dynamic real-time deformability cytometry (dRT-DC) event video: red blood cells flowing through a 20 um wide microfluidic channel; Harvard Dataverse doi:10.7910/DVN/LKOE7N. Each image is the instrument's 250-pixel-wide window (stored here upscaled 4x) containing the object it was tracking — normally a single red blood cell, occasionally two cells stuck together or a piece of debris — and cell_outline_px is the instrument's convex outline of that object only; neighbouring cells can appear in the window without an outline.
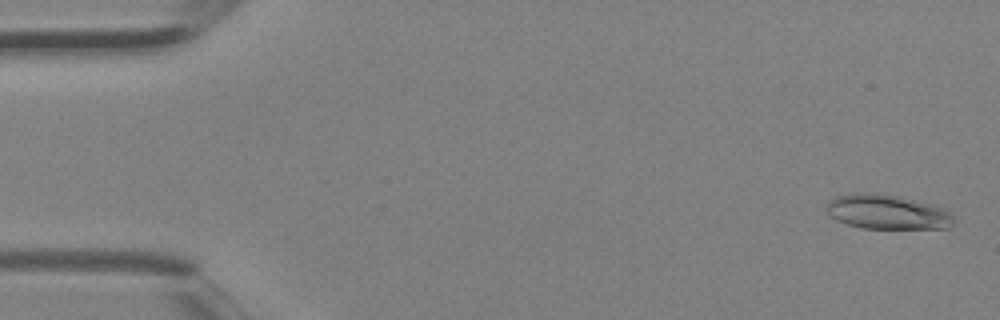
{"species": "Egyptian fruit bat (a non-hibernating species)", "species_latin": "Rousettus aegyptiacus", "temperature_condition": "room temperature", "stored_images_in_passage": 5, "camera_frame_rate_fps": 3000, "um_per_image_px": 0.085, "animal": {"sex": "female"}, "frame": {"image": 1, "passage_image": 1, "time_ms": 0.0, "image_size_px": [1000, 320], "cell_outline_px": [[952, 224], [948, 228], [860, 228], [836, 220], [828, 216], [824, 208], [828, 200], [836, 196], [856, 192], [876, 192], [900, 196], [944, 208], [952, 216]], "centroid_in_image_um": [75.31, 18.0], "position_along_channel_um": 9.7, "area_um2": 25.84}}
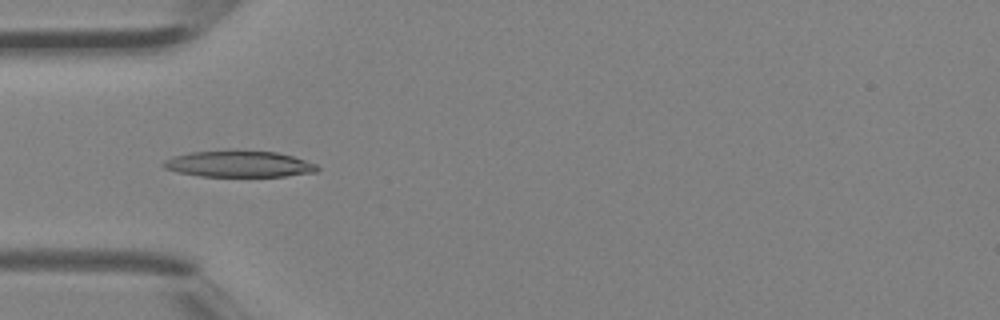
{"frame": {"image": 2, "passage_image": 4, "time_ms": 1.0, "image_size_px": [1000, 320], "cell_outline_px": [[320, 168], [316, 172], [284, 176], [200, 176], [176, 172], [164, 168], [160, 164], [164, 160], [172, 156], [192, 152], [228, 148], [236, 148], [276, 152], [292, 156], [316, 164]], "centroid_in_image_um": [20.25, 13.9], "position_along_channel_um": 64.7, "area_um2": 24.33}}
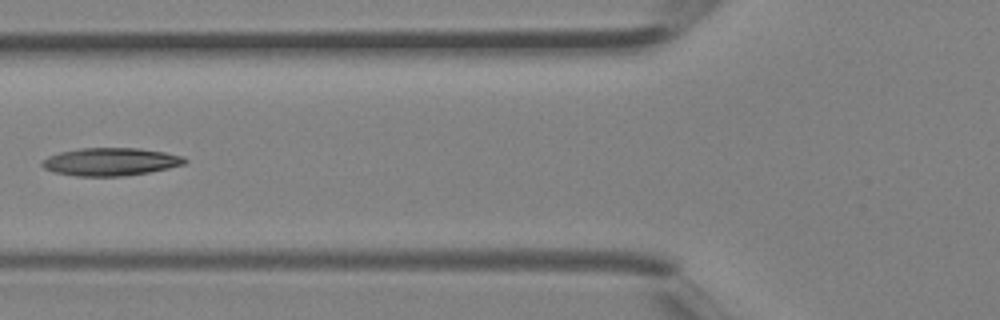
{"frame": {"image": 3, "passage_image": 5, "time_ms": 1.333, "image_size_px": [1000, 320], "cell_outline_px": [[188, 160], [184, 164], [168, 168], [148, 172], [124, 176], [76, 176], [52, 172], [44, 168], [40, 164], [48, 156], [60, 152], [80, 148], [136, 148], [164, 152], [184, 156]], "centroid_in_image_um": [9.38, 13.75], "position_along_channel_um": 116.4, "area_um2": 23.12}}